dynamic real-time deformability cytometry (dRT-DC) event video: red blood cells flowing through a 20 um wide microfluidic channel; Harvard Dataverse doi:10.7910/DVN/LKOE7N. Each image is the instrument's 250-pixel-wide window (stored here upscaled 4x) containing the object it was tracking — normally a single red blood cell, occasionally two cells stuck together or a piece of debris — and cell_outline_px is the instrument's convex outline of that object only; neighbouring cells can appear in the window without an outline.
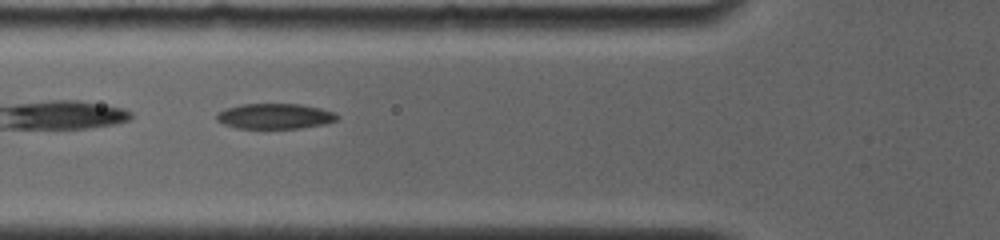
{"species": "common noctule bat (a hibernating species)", "species_latin": "Nyctalus noctula", "temperature_condition": "room temperature", "stored_images_in_passage": 11, "camera_frame_rate_fps": 4000, "um_per_image_px": 0.085, "animal": {"sex": "female", "body_mass_g": 19.0, "forearm_length_mm": 56.7}, "frame": {"image": 1, "passage_image": 10, "time_ms": 1.25, "image_size_px": [1000, 240], "cell_outline_px": [[340, 116], [336, 120], [324, 124], [300, 128], [236, 128], [224, 124], [216, 120], [216, 116], [220, 112], [228, 108], [240, 104], [300, 104], [320, 108], [332, 112]], "centroid_in_image_um": [23.37, 9.88], "position_along_channel_um": 102.4, "area_um2": 17.63}}